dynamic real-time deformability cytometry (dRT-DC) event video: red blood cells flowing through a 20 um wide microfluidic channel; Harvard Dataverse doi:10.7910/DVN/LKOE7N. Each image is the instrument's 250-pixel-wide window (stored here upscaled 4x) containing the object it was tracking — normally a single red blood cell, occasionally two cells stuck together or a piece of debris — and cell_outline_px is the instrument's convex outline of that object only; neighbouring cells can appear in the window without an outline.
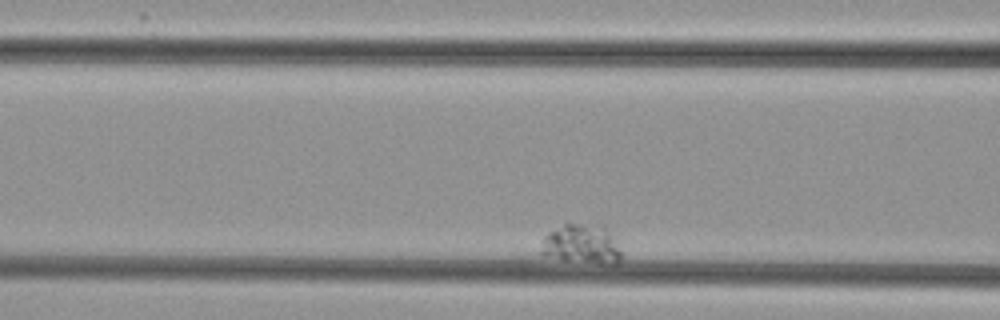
{"species": "common noctule bat (a hibernating species)", "species_latin": "Nyctalus noctula", "temperature_condition": "cold", "stored_images_in_passage": 40, "camera_frame_rate_fps": 3000, "um_per_image_px": 0.085, "animal": {"sex": "female", "body_mass_g": 29.2, "forearm_length_mm": 56.3}, "frame": {"image": 1, "passage_image": 7, "time_ms": 2.0, "image_size_px": [1000, 320], "cell_outline_px": [[624, 256], [616, 264], [600, 264], [564, 260], [540, 256], [540, 252], [544, 236], [564, 224], [604, 224]], "centroid_in_image_um": [49.45, 20.78], "position_along_channel_um": 117.2, "area_um2": 18.73}}
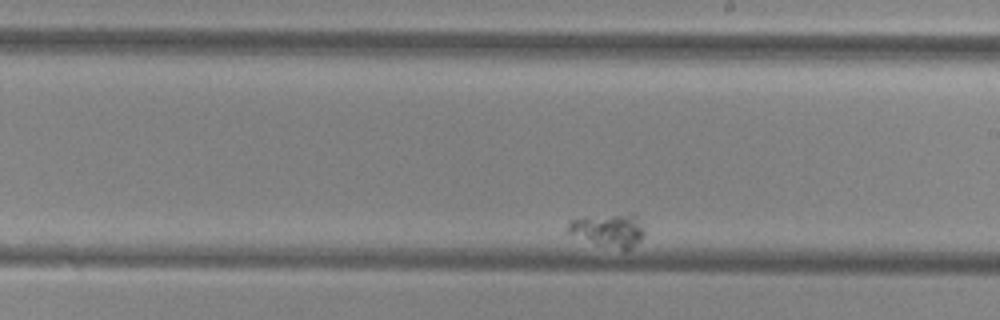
{"frame": {"image": 2, "passage_image": 24, "time_ms": 7.667, "image_size_px": [1000, 320], "cell_outline_px": [[644, 236], [640, 240], [628, 248], [620, 248], [596, 244], [564, 232], [568, 224], [572, 220], [584, 216], [632, 212], [636, 212], [644, 228]], "centroid_in_image_um": [51.72, 19.49], "position_along_channel_um": 237.3, "area_um2": 15.09}}
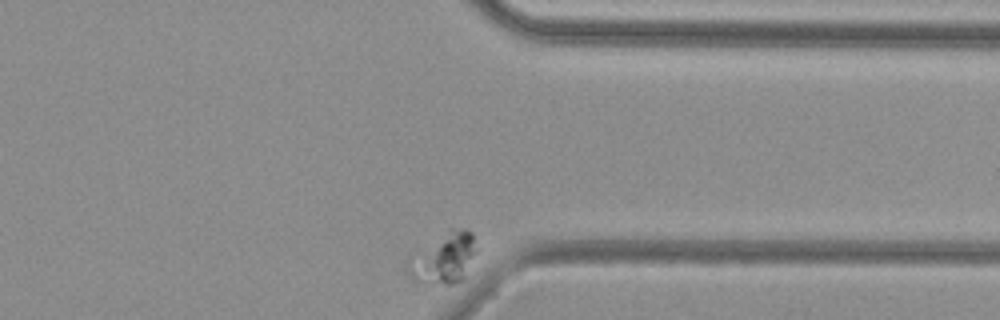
{"frame": {"image": 3, "passage_image": 40, "time_ms": 13.0, "image_size_px": [1000, 320], "cell_outline_px": [[476, 252], [464, 280], [456, 284], [416, 284], [408, 276], [408, 268], [448, 228], [468, 228], [472, 232], [476, 248]], "centroid_in_image_um": [37.86, 22.01], "position_along_channel_um": 373.5, "area_um2": 19.42}}